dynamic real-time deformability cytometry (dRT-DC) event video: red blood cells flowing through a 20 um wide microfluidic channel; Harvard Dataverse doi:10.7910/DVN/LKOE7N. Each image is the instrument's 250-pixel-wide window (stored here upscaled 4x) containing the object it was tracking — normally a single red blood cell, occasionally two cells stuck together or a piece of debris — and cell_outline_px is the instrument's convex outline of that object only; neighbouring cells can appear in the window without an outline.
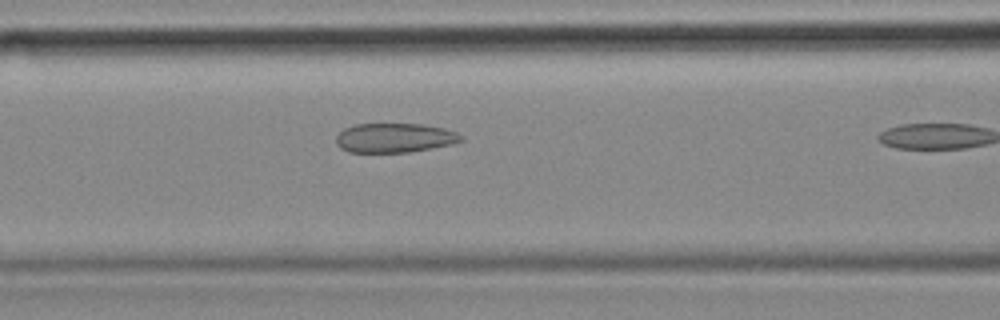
{"species": "common noctule bat (a hibernating species)", "species_latin": "Nyctalus noctula", "temperature_condition": "cold", "stored_images_in_passage": 11, "camera_frame_rate_fps": 3000, "um_per_image_px": 0.085, "animal": {"sex": "female", "body_mass_g": 18.4}, "frame": {"image": 1, "passage_image": 10, "time_ms": 3.0, "image_size_px": [1000, 320], "cell_outline_px": [[464, 140], [452, 144], [432, 148], [408, 152], [348, 152], [340, 148], [336, 144], [336, 136], [344, 128], [356, 124], [424, 124], [444, 128], [456, 132], [464, 136]], "centroid_in_image_um": [33.55, 11.72], "position_along_channel_um": 133.0, "area_um2": 21.5}}